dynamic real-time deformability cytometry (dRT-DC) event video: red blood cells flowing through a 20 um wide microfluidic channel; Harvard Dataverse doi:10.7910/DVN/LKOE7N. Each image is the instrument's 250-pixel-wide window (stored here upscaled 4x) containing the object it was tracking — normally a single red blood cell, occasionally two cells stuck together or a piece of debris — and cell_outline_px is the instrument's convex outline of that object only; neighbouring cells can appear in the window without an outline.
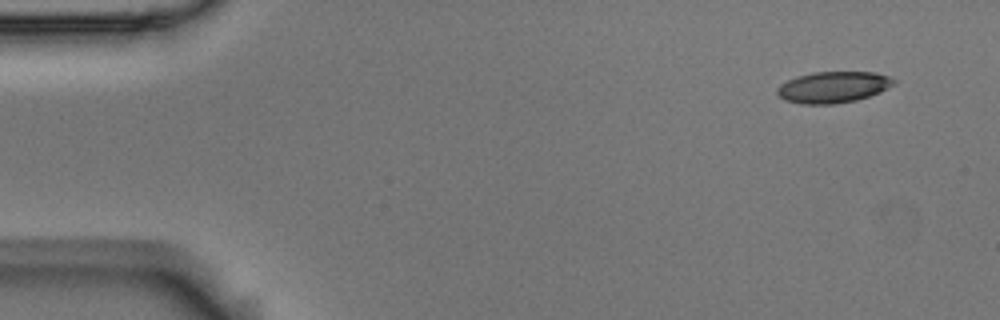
{"species": "Egyptian fruit bat (a non-hibernating species)", "species_latin": "Rousettus aegyptiacus", "temperature_condition": "room temperature", "stored_images_in_passage": 4, "camera_frame_rate_fps": 3000, "um_per_image_px": 0.085, "animal": {"sex": "male"}, "frame": {"image": 1, "passage_image": 1, "time_ms": 0.0, "image_size_px": [1000, 320], "cell_outline_px": [[896, 80], [888, 88], [880, 92], [856, 100], [832, 104], [804, 104], [784, 100], [776, 92], [776, 88], [780, 84], [796, 76], [812, 72], [876, 72], [892, 76]], "centroid_in_image_um": [70.82, 7.39], "position_along_channel_um": 14.2, "area_um2": 21.33}}